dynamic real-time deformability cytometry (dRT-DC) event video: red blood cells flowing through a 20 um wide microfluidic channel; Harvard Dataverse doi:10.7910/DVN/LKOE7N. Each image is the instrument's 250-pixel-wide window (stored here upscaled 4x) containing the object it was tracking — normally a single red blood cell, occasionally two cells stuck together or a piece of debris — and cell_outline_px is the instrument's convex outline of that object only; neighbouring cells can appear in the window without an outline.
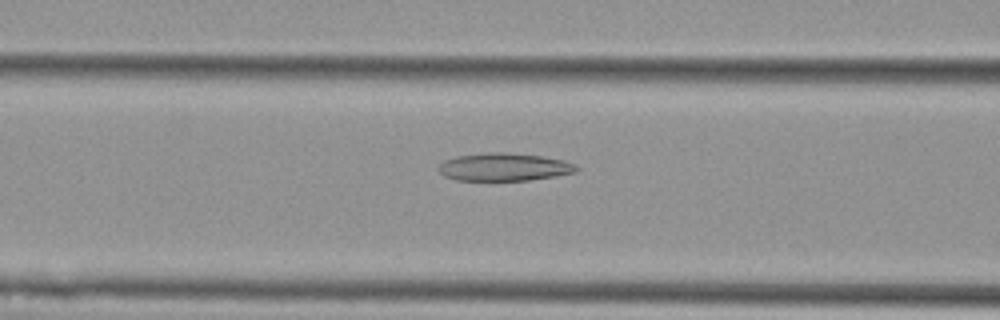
{"species": "Egyptian fruit bat (a non-hibernating species)", "species_latin": "Rousettus aegyptiacus", "temperature_condition": "cold", "stored_images_in_passage": 45, "camera_frame_rate_fps": 3000, "um_per_image_px": 0.085, "animal": {"sex": "female"}, "frame": {"image": 1, "passage_image": 16, "time_ms": 5.0, "image_size_px": [1000, 320], "cell_outline_px": [[580, 168], [576, 172], [556, 176], [528, 180], [456, 180], [444, 176], [436, 168], [444, 160], [456, 156], [488, 152], [504, 152], [540, 156], [564, 160], [576, 164]], "centroid_in_image_um": [42.85, 14.19], "position_along_channel_um": 123.8, "area_um2": 22.43}}
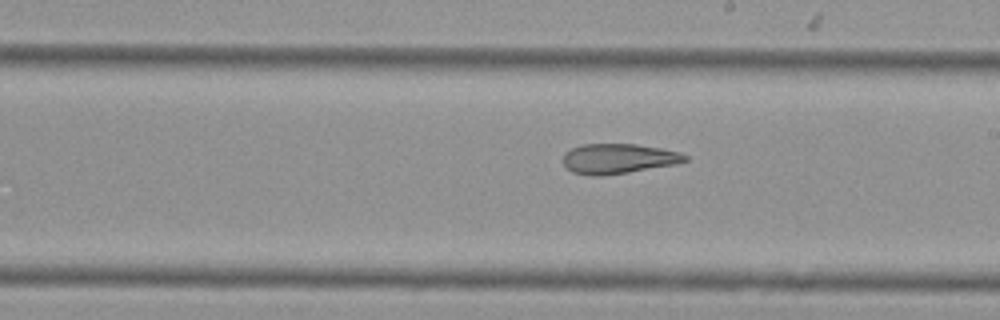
{"frame": {"image": 2, "passage_image": 25, "time_ms": 8.0, "image_size_px": [1000, 320], "cell_outline_px": [[688, 160], [676, 164], [628, 172], [600, 176], [592, 176], [572, 172], [564, 164], [564, 152], [572, 148], [584, 144], [636, 144], [660, 148], [680, 152], [688, 156]], "centroid_in_image_um": [52.57, 13.48], "position_along_channel_um": 236.4, "area_um2": 21.21}}
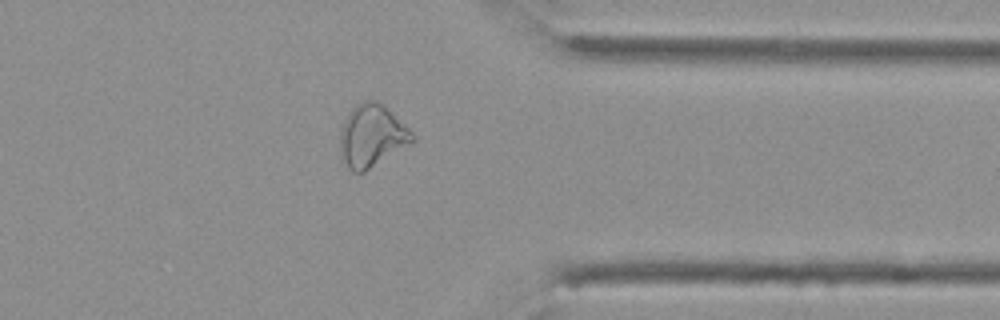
{"frame": {"image": 3, "passage_image": 37, "time_ms": 12.0, "image_size_px": [1000, 320], "cell_outline_px": [[416, 140], [364, 172], [352, 172], [348, 168], [340, 152], [340, 128], [348, 112], [356, 104], [364, 100], [376, 100], [384, 104], [412, 132]], "centroid_in_image_um": [31.59, 11.52], "position_along_channel_um": 379.8, "area_um2": 26.24}, "authors_computed_cell_mechanics": {"area_um2": 24.3338, "velocity_mm_per_s": 3.7675, "shape_relaxation_time_tau1_ms": null, "shape_relaxation_time_tau2_ms": 4.9764, "deformation_change_tau1": null, "deformation_change_tau2": 0.1503}}